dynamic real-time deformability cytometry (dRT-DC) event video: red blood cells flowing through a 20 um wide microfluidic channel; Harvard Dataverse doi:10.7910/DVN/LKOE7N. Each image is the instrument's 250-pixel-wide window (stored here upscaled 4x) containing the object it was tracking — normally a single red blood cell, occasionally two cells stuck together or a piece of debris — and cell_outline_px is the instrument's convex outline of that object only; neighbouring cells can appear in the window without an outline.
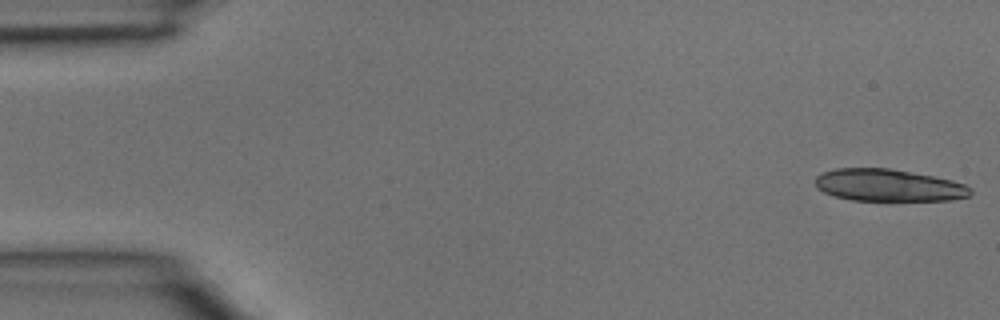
{"species": "common noctule bat (a hibernating species)", "species_latin": "Nyctalus noctula", "temperature_condition": "room temperature", "stored_images_in_passage": 4, "camera_frame_rate_fps": 3000, "um_per_image_px": 0.085, "animal": {"sex": "male", "body_mass_g": 15.6}, "frame": {"image": 1, "passage_image": 1, "time_ms": 0.0, "image_size_px": [1000, 320], "cell_outline_px": [[972, 192], [968, 196], [952, 200], [852, 200], [836, 196], [824, 192], [816, 188], [816, 176], [824, 172], [836, 168], [888, 168], [932, 176], [952, 180], [964, 184], [972, 188]], "centroid_in_image_um": [75.52, 15.75], "position_along_channel_um": 9.5, "area_um2": 28.84}}